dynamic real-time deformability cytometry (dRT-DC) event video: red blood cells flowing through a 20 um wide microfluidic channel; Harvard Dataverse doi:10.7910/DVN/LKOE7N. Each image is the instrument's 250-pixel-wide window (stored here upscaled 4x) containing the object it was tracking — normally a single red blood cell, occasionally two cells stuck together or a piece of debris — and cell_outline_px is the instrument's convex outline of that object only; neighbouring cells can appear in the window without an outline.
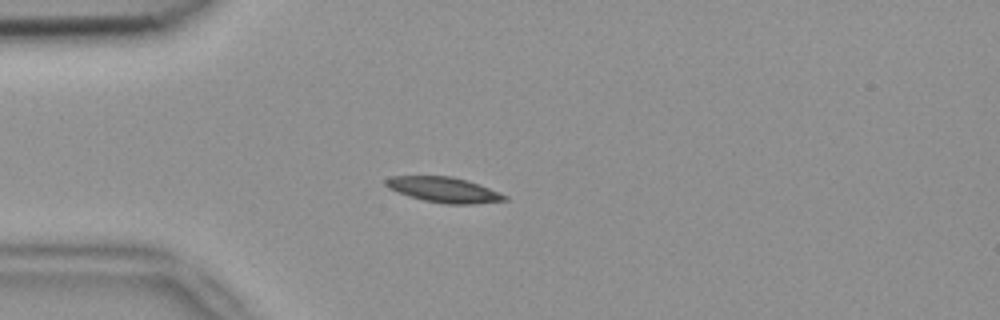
{"species": "common noctule bat (a hibernating species)", "species_latin": "Nyctalus noctula", "temperature_condition": "room temperature", "stored_images_in_passage": 3, "camera_frame_rate_fps": 3000, "um_per_image_px": 0.085, "animal": {"sex": "female", "body_mass_g": 18.4}, "frame": {"image": 1, "passage_image": 3, "time_ms": 0.667, "image_size_px": [1000, 320], "cell_outline_px": [[508, 200], [472, 204], [444, 204], [424, 200], [408, 196], [396, 192], [388, 188], [384, 184], [384, 180], [388, 176], [452, 176], [468, 180], [480, 184], [508, 196]], "centroid_in_image_um": [37.7, 16.12], "position_along_channel_um": 47.3, "area_um2": 17.74}}